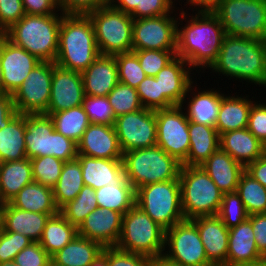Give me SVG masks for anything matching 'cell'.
Masks as SVG:
<instances>
[{"mask_svg":"<svg viewBox=\"0 0 266 266\" xmlns=\"http://www.w3.org/2000/svg\"><path fill=\"white\" fill-rule=\"evenodd\" d=\"M186 26L177 28L176 56L181 57L189 66L209 68L217 60L222 41L226 35L218 17L209 11H197L187 20L184 10L180 12ZM195 67V68H194Z\"/></svg>","mask_w":266,"mask_h":266,"instance_id":"1","label":"cell"},{"mask_svg":"<svg viewBox=\"0 0 266 266\" xmlns=\"http://www.w3.org/2000/svg\"><path fill=\"white\" fill-rule=\"evenodd\" d=\"M210 68L219 75L266 87V41L226 34Z\"/></svg>","mask_w":266,"mask_h":266,"instance_id":"2","label":"cell"},{"mask_svg":"<svg viewBox=\"0 0 266 266\" xmlns=\"http://www.w3.org/2000/svg\"><path fill=\"white\" fill-rule=\"evenodd\" d=\"M99 55L89 16L64 14L60 23L55 64L82 73Z\"/></svg>","mask_w":266,"mask_h":266,"instance_id":"3","label":"cell"},{"mask_svg":"<svg viewBox=\"0 0 266 266\" xmlns=\"http://www.w3.org/2000/svg\"><path fill=\"white\" fill-rule=\"evenodd\" d=\"M64 14H25L4 32V36L22 47L40 61L55 62L58 50L59 29Z\"/></svg>","mask_w":266,"mask_h":266,"instance_id":"4","label":"cell"},{"mask_svg":"<svg viewBox=\"0 0 266 266\" xmlns=\"http://www.w3.org/2000/svg\"><path fill=\"white\" fill-rule=\"evenodd\" d=\"M122 162L125 178L135 190L148 184L179 179L182 167V163L157 145L125 152Z\"/></svg>","mask_w":266,"mask_h":266,"instance_id":"5","label":"cell"},{"mask_svg":"<svg viewBox=\"0 0 266 266\" xmlns=\"http://www.w3.org/2000/svg\"><path fill=\"white\" fill-rule=\"evenodd\" d=\"M179 181L185 219L218 215L224 193L201 166L182 165Z\"/></svg>","mask_w":266,"mask_h":266,"instance_id":"6","label":"cell"},{"mask_svg":"<svg viewBox=\"0 0 266 266\" xmlns=\"http://www.w3.org/2000/svg\"><path fill=\"white\" fill-rule=\"evenodd\" d=\"M165 230L149 215L134 205L123 215L116 248L157 259L165 251Z\"/></svg>","mask_w":266,"mask_h":266,"instance_id":"7","label":"cell"},{"mask_svg":"<svg viewBox=\"0 0 266 266\" xmlns=\"http://www.w3.org/2000/svg\"><path fill=\"white\" fill-rule=\"evenodd\" d=\"M135 205L165 231L185 219L179 179L152 183L136 189Z\"/></svg>","mask_w":266,"mask_h":266,"instance_id":"8","label":"cell"},{"mask_svg":"<svg viewBox=\"0 0 266 266\" xmlns=\"http://www.w3.org/2000/svg\"><path fill=\"white\" fill-rule=\"evenodd\" d=\"M25 144L28 159L48 155L66 162L78 156L77 143L56 132L46 114H26Z\"/></svg>","mask_w":266,"mask_h":266,"instance_id":"9","label":"cell"},{"mask_svg":"<svg viewBox=\"0 0 266 266\" xmlns=\"http://www.w3.org/2000/svg\"><path fill=\"white\" fill-rule=\"evenodd\" d=\"M212 12L226 34L266 41V3L262 0H222Z\"/></svg>","mask_w":266,"mask_h":266,"instance_id":"10","label":"cell"},{"mask_svg":"<svg viewBox=\"0 0 266 266\" xmlns=\"http://www.w3.org/2000/svg\"><path fill=\"white\" fill-rule=\"evenodd\" d=\"M92 21L98 51L116 55L132 51L133 18L110 4L87 14Z\"/></svg>","mask_w":266,"mask_h":266,"instance_id":"11","label":"cell"},{"mask_svg":"<svg viewBox=\"0 0 266 266\" xmlns=\"http://www.w3.org/2000/svg\"><path fill=\"white\" fill-rule=\"evenodd\" d=\"M164 245L168 251L163 252L162 256L171 262L184 266H213L207 259L197 226L191 219H184L167 229Z\"/></svg>","mask_w":266,"mask_h":266,"instance_id":"12","label":"cell"},{"mask_svg":"<svg viewBox=\"0 0 266 266\" xmlns=\"http://www.w3.org/2000/svg\"><path fill=\"white\" fill-rule=\"evenodd\" d=\"M53 62L41 61L12 94L20 114H46L51 96Z\"/></svg>","mask_w":266,"mask_h":266,"instance_id":"13","label":"cell"},{"mask_svg":"<svg viewBox=\"0 0 266 266\" xmlns=\"http://www.w3.org/2000/svg\"><path fill=\"white\" fill-rule=\"evenodd\" d=\"M184 105L155 110L157 124L156 145L180 163L187 159L190 148L188 124Z\"/></svg>","mask_w":266,"mask_h":266,"instance_id":"14","label":"cell"},{"mask_svg":"<svg viewBox=\"0 0 266 266\" xmlns=\"http://www.w3.org/2000/svg\"><path fill=\"white\" fill-rule=\"evenodd\" d=\"M170 15L133 19L132 50L176 51L180 17Z\"/></svg>","mask_w":266,"mask_h":266,"instance_id":"15","label":"cell"},{"mask_svg":"<svg viewBox=\"0 0 266 266\" xmlns=\"http://www.w3.org/2000/svg\"><path fill=\"white\" fill-rule=\"evenodd\" d=\"M114 127L123 153L156 146L157 124L154 110L142 108L118 116Z\"/></svg>","mask_w":266,"mask_h":266,"instance_id":"16","label":"cell"},{"mask_svg":"<svg viewBox=\"0 0 266 266\" xmlns=\"http://www.w3.org/2000/svg\"><path fill=\"white\" fill-rule=\"evenodd\" d=\"M40 62L3 36L0 39V65L4 92L12 95Z\"/></svg>","mask_w":266,"mask_h":266,"instance_id":"17","label":"cell"},{"mask_svg":"<svg viewBox=\"0 0 266 266\" xmlns=\"http://www.w3.org/2000/svg\"><path fill=\"white\" fill-rule=\"evenodd\" d=\"M84 98L82 74L53 62L51 96L46 115L82 105Z\"/></svg>","mask_w":266,"mask_h":266,"instance_id":"18","label":"cell"},{"mask_svg":"<svg viewBox=\"0 0 266 266\" xmlns=\"http://www.w3.org/2000/svg\"><path fill=\"white\" fill-rule=\"evenodd\" d=\"M190 70L193 71L189 64L176 56L155 76L159 82L160 94H163V109L186 103L187 90L194 82L190 76L194 73Z\"/></svg>","mask_w":266,"mask_h":266,"instance_id":"19","label":"cell"},{"mask_svg":"<svg viewBox=\"0 0 266 266\" xmlns=\"http://www.w3.org/2000/svg\"><path fill=\"white\" fill-rule=\"evenodd\" d=\"M123 214L97 208L80 224L78 235L99 242L103 247H116L122 228Z\"/></svg>","mask_w":266,"mask_h":266,"instance_id":"20","label":"cell"},{"mask_svg":"<svg viewBox=\"0 0 266 266\" xmlns=\"http://www.w3.org/2000/svg\"><path fill=\"white\" fill-rule=\"evenodd\" d=\"M78 145V155L102 159H122L114 125L90 123Z\"/></svg>","mask_w":266,"mask_h":266,"instance_id":"21","label":"cell"},{"mask_svg":"<svg viewBox=\"0 0 266 266\" xmlns=\"http://www.w3.org/2000/svg\"><path fill=\"white\" fill-rule=\"evenodd\" d=\"M197 226L208 261L213 266H227L229 229L217 216L191 219Z\"/></svg>","mask_w":266,"mask_h":266,"instance_id":"22","label":"cell"},{"mask_svg":"<svg viewBox=\"0 0 266 266\" xmlns=\"http://www.w3.org/2000/svg\"><path fill=\"white\" fill-rule=\"evenodd\" d=\"M84 93L105 97L119 83L115 55H99L82 73Z\"/></svg>","mask_w":266,"mask_h":266,"instance_id":"23","label":"cell"},{"mask_svg":"<svg viewBox=\"0 0 266 266\" xmlns=\"http://www.w3.org/2000/svg\"><path fill=\"white\" fill-rule=\"evenodd\" d=\"M254 238L252 223L248 219L229 228L227 266L257 264L265 260Z\"/></svg>","mask_w":266,"mask_h":266,"instance_id":"24","label":"cell"},{"mask_svg":"<svg viewBox=\"0 0 266 266\" xmlns=\"http://www.w3.org/2000/svg\"><path fill=\"white\" fill-rule=\"evenodd\" d=\"M82 177L86 186L94 190L107 185H118L124 178L122 159H102L78 155Z\"/></svg>","mask_w":266,"mask_h":266,"instance_id":"25","label":"cell"},{"mask_svg":"<svg viewBox=\"0 0 266 266\" xmlns=\"http://www.w3.org/2000/svg\"><path fill=\"white\" fill-rule=\"evenodd\" d=\"M49 214L25 211L13 207L9 202L3 204L1 229L22 234L33 242H39Z\"/></svg>","mask_w":266,"mask_h":266,"instance_id":"26","label":"cell"},{"mask_svg":"<svg viewBox=\"0 0 266 266\" xmlns=\"http://www.w3.org/2000/svg\"><path fill=\"white\" fill-rule=\"evenodd\" d=\"M219 143L221 150L244 167L257 160L266 151V146L247 128L220 134Z\"/></svg>","mask_w":266,"mask_h":266,"instance_id":"27","label":"cell"},{"mask_svg":"<svg viewBox=\"0 0 266 266\" xmlns=\"http://www.w3.org/2000/svg\"><path fill=\"white\" fill-rule=\"evenodd\" d=\"M223 193L236 192L245 167L220 148L200 165Z\"/></svg>","mask_w":266,"mask_h":266,"instance_id":"28","label":"cell"},{"mask_svg":"<svg viewBox=\"0 0 266 266\" xmlns=\"http://www.w3.org/2000/svg\"><path fill=\"white\" fill-rule=\"evenodd\" d=\"M193 83L189 86L185 98L189 100L188 105L185 107L187 110L186 116L188 121L193 123L204 124L207 126H216L218 113L220 109L221 99L224 96L220 90H201L196 93L191 92L194 89ZM193 88V89H192ZM215 90V91H214ZM191 92L189 95L188 93ZM187 95L193 97H188ZM191 98V99H190Z\"/></svg>","mask_w":266,"mask_h":266,"instance_id":"29","label":"cell"},{"mask_svg":"<svg viewBox=\"0 0 266 266\" xmlns=\"http://www.w3.org/2000/svg\"><path fill=\"white\" fill-rule=\"evenodd\" d=\"M188 132L190 148L182 165L200 166L220 148V135L215 127L191 121L188 124Z\"/></svg>","mask_w":266,"mask_h":266,"instance_id":"30","label":"cell"},{"mask_svg":"<svg viewBox=\"0 0 266 266\" xmlns=\"http://www.w3.org/2000/svg\"><path fill=\"white\" fill-rule=\"evenodd\" d=\"M9 203L15 208L50 216L59 213L54 200L53 188L35 181L24 186Z\"/></svg>","mask_w":266,"mask_h":266,"instance_id":"31","label":"cell"},{"mask_svg":"<svg viewBox=\"0 0 266 266\" xmlns=\"http://www.w3.org/2000/svg\"><path fill=\"white\" fill-rule=\"evenodd\" d=\"M248 96H226L221 99L220 109L216 122L219 135L237 129L247 128L250 108L255 101Z\"/></svg>","mask_w":266,"mask_h":266,"instance_id":"32","label":"cell"},{"mask_svg":"<svg viewBox=\"0 0 266 266\" xmlns=\"http://www.w3.org/2000/svg\"><path fill=\"white\" fill-rule=\"evenodd\" d=\"M103 248L99 242L77 235L51 260L58 266H89L102 253Z\"/></svg>","mask_w":266,"mask_h":266,"instance_id":"33","label":"cell"},{"mask_svg":"<svg viewBox=\"0 0 266 266\" xmlns=\"http://www.w3.org/2000/svg\"><path fill=\"white\" fill-rule=\"evenodd\" d=\"M26 114L18 113L4 129H0V163L26 157Z\"/></svg>","mask_w":266,"mask_h":266,"instance_id":"34","label":"cell"},{"mask_svg":"<svg viewBox=\"0 0 266 266\" xmlns=\"http://www.w3.org/2000/svg\"><path fill=\"white\" fill-rule=\"evenodd\" d=\"M33 181L30 159L0 163V198L4 203Z\"/></svg>","mask_w":266,"mask_h":266,"instance_id":"35","label":"cell"},{"mask_svg":"<svg viewBox=\"0 0 266 266\" xmlns=\"http://www.w3.org/2000/svg\"><path fill=\"white\" fill-rule=\"evenodd\" d=\"M77 235V227L67 221L66 218L59 212L54 216H50L46 221L39 243L52 257L66 244L71 242Z\"/></svg>","mask_w":266,"mask_h":266,"instance_id":"36","label":"cell"},{"mask_svg":"<svg viewBox=\"0 0 266 266\" xmlns=\"http://www.w3.org/2000/svg\"><path fill=\"white\" fill-rule=\"evenodd\" d=\"M99 208L125 214L135 205V189L124 178L118 185H107L95 190Z\"/></svg>","mask_w":266,"mask_h":266,"instance_id":"37","label":"cell"},{"mask_svg":"<svg viewBox=\"0 0 266 266\" xmlns=\"http://www.w3.org/2000/svg\"><path fill=\"white\" fill-rule=\"evenodd\" d=\"M82 168L78 159L66 161L53 194L56 206L60 209L67 202L74 200L84 186Z\"/></svg>","mask_w":266,"mask_h":266,"instance_id":"38","label":"cell"},{"mask_svg":"<svg viewBox=\"0 0 266 266\" xmlns=\"http://www.w3.org/2000/svg\"><path fill=\"white\" fill-rule=\"evenodd\" d=\"M54 124V130L77 144L90 122L82 105L62 110L49 115Z\"/></svg>","mask_w":266,"mask_h":266,"instance_id":"39","label":"cell"},{"mask_svg":"<svg viewBox=\"0 0 266 266\" xmlns=\"http://www.w3.org/2000/svg\"><path fill=\"white\" fill-rule=\"evenodd\" d=\"M248 215L266 213V188L244 171L236 191Z\"/></svg>","mask_w":266,"mask_h":266,"instance_id":"40","label":"cell"},{"mask_svg":"<svg viewBox=\"0 0 266 266\" xmlns=\"http://www.w3.org/2000/svg\"><path fill=\"white\" fill-rule=\"evenodd\" d=\"M98 208L95 190L84 185L74 200L63 205L59 212L77 228L85 220L90 212Z\"/></svg>","mask_w":266,"mask_h":266,"instance_id":"41","label":"cell"},{"mask_svg":"<svg viewBox=\"0 0 266 266\" xmlns=\"http://www.w3.org/2000/svg\"><path fill=\"white\" fill-rule=\"evenodd\" d=\"M107 99L115 118L143 108L137 89L120 82L109 92Z\"/></svg>","mask_w":266,"mask_h":266,"instance_id":"42","label":"cell"},{"mask_svg":"<svg viewBox=\"0 0 266 266\" xmlns=\"http://www.w3.org/2000/svg\"><path fill=\"white\" fill-rule=\"evenodd\" d=\"M33 180L53 188L60 178L64 161L54 156L31 158Z\"/></svg>","mask_w":266,"mask_h":266,"instance_id":"43","label":"cell"},{"mask_svg":"<svg viewBox=\"0 0 266 266\" xmlns=\"http://www.w3.org/2000/svg\"><path fill=\"white\" fill-rule=\"evenodd\" d=\"M120 83L137 88L146 77L137 55L131 51L115 55Z\"/></svg>","mask_w":266,"mask_h":266,"instance_id":"44","label":"cell"},{"mask_svg":"<svg viewBox=\"0 0 266 266\" xmlns=\"http://www.w3.org/2000/svg\"><path fill=\"white\" fill-rule=\"evenodd\" d=\"M226 227L232 228L247 220L249 215L237 192L224 193L217 215Z\"/></svg>","mask_w":266,"mask_h":266,"instance_id":"45","label":"cell"},{"mask_svg":"<svg viewBox=\"0 0 266 266\" xmlns=\"http://www.w3.org/2000/svg\"><path fill=\"white\" fill-rule=\"evenodd\" d=\"M138 57L146 76L155 77L158 72L176 57L170 50H132Z\"/></svg>","mask_w":266,"mask_h":266,"instance_id":"46","label":"cell"},{"mask_svg":"<svg viewBox=\"0 0 266 266\" xmlns=\"http://www.w3.org/2000/svg\"><path fill=\"white\" fill-rule=\"evenodd\" d=\"M82 106L90 123L114 125L116 118L107 96L95 97L85 95Z\"/></svg>","mask_w":266,"mask_h":266,"instance_id":"47","label":"cell"},{"mask_svg":"<svg viewBox=\"0 0 266 266\" xmlns=\"http://www.w3.org/2000/svg\"><path fill=\"white\" fill-rule=\"evenodd\" d=\"M33 241L28 237L10 231L0 232V263L13 261L15 256Z\"/></svg>","mask_w":266,"mask_h":266,"instance_id":"48","label":"cell"},{"mask_svg":"<svg viewBox=\"0 0 266 266\" xmlns=\"http://www.w3.org/2000/svg\"><path fill=\"white\" fill-rule=\"evenodd\" d=\"M136 89L143 108L154 111L163 109V94H160L159 82L155 77L146 76Z\"/></svg>","mask_w":266,"mask_h":266,"instance_id":"49","label":"cell"},{"mask_svg":"<svg viewBox=\"0 0 266 266\" xmlns=\"http://www.w3.org/2000/svg\"><path fill=\"white\" fill-rule=\"evenodd\" d=\"M176 0H140V4L131 14L133 19L152 18L173 13Z\"/></svg>","mask_w":266,"mask_h":266,"instance_id":"50","label":"cell"},{"mask_svg":"<svg viewBox=\"0 0 266 266\" xmlns=\"http://www.w3.org/2000/svg\"><path fill=\"white\" fill-rule=\"evenodd\" d=\"M108 266H153V259L130 252H125L116 247H107Z\"/></svg>","mask_w":266,"mask_h":266,"instance_id":"51","label":"cell"},{"mask_svg":"<svg viewBox=\"0 0 266 266\" xmlns=\"http://www.w3.org/2000/svg\"><path fill=\"white\" fill-rule=\"evenodd\" d=\"M51 261V256L39 242H32L14 258V262L18 266H47Z\"/></svg>","mask_w":266,"mask_h":266,"instance_id":"52","label":"cell"},{"mask_svg":"<svg viewBox=\"0 0 266 266\" xmlns=\"http://www.w3.org/2000/svg\"><path fill=\"white\" fill-rule=\"evenodd\" d=\"M247 129L266 146V104L254 102L250 108Z\"/></svg>","mask_w":266,"mask_h":266,"instance_id":"53","label":"cell"},{"mask_svg":"<svg viewBox=\"0 0 266 266\" xmlns=\"http://www.w3.org/2000/svg\"><path fill=\"white\" fill-rule=\"evenodd\" d=\"M59 10L63 14H82L95 11L110 4V0H57Z\"/></svg>","mask_w":266,"mask_h":266,"instance_id":"54","label":"cell"},{"mask_svg":"<svg viewBox=\"0 0 266 266\" xmlns=\"http://www.w3.org/2000/svg\"><path fill=\"white\" fill-rule=\"evenodd\" d=\"M24 15L22 0H0V29L3 33Z\"/></svg>","mask_w":266,"mask_h":266,"instance_id":"55","label":"cell"},{"mask_svg":"<svg viewBox=\"0 0 266 266\" xmlns=\"http://www.w3.org/2000/svg\"><path fill=\"white\" fill-rule=\"evenodd\" d=\"M248 220L252 223L257 249L266 259V213L250 215Z\"/></svg>","mask_w":266,"mask_h":266,"instance_id":"56","label":"cell"},{"mask_svg":"<svg viewBox=\"0 0 266 266\" xmlns=\"http://www.w3.org/2000/svg\"><path fill=\"white\" fill-rule=\"evenodd\" d=\"M22 4L25 14L29 15H50L60 11L57 0H22Z\"/></svg>","mask_w":266,"mask_h":266,"instance_id":"57","label":"cell"},{"mask_svg":"<svg viewBox=\"0 0 266 266\" xmlns=\"http://www.w3.org/2000/svg\"><path fill=\"white\" fill-rule=\"evenodd\" d=\"M18 114L14 107L11 94L0 95V129H4L6 125Z\"/></svg>","mask_w":266,"mask_h":266,"instance_id":"58","label":"cell"},{"mask_svg":"<svg viewBox=\"0 0 266 266\" xmlns=\"http://www.w3.org/2000/svg\"><path fill=\"white\" fill-rule=\"evenodd\" d=\"M245 171L266 188V152L245 167Z\"/></svg>","mask_w":266,"mask_h":266,"instance_id":"59","label":"cell"},{"mask_svg":"<svg viewBox=\"0 0 266 266\" xmlns=\"http://www.w3.org/2000/svg\"><path fill=\"white\" fill-rule=\"evenodd\" d=\"M140 4V0H110V5L126 14L131 15L136 7Z\"/></svg>","mask_w":266,"mask_h":266,"instance_id":"60","label":"cell"},{"mask_svg":"<svg viewBox=\"0 0 266 266\" xmlns=\"http://www.w3.org/2000/svg\"><path fill=\"white\" fill-rule=\"evenodd\" d=\"M189 6H194L198 11L212 12L222 0H186ZM201 8V9H200Z\"/></svg>","mask_w":266,"mask_h":266,"instance_id":"61","label":"cell"},{"mask_svg":"<svg viewBox=\"0 0 266 266\" xmlns=\"http://www.w3.org/2000/svg\"><path fill=\"white\" fill-rule=\"evenodd\" d=\"M89 266H108L107 265V247L103 248V251Z\"/></svg>","mask_w":266,"mask_h":266,"instance_id":"62","label":"cell"},{"mask_svg":"<svg viewBox=\"0 0 266 266\" xmlns=\"http://www.w3.org/2000/svg\"><path fill=\"white\" fill-rule=\"evenodd\" d=\"M153 266H184V265L171 262L170 260L164 258L163 256H160L159 258L153 260Z\"/></svg>","mask_w":266,"mask_h":266,"instance_id":"63","label":"cell"},{"mask_svg":"<svg viewBox=\"0 0 266 266\" xmlns=\"http://www.w3.org/2000/svg\"><path fill=\"white\" fill-rule=\"evenodd\" d=\"M5 94L4 89H3V81H2V70H1V65H0V95Z\"/></svg>","mask_w":266,"mask_h":266,"instance_id":"64","label":"cell"},{"mask_svg":"<svg viewBox=\"0 0 266 266\" xmlns=\"http://www.w3.org/2000/svg\"><path fill=\"white\" fill-rule=\"evenodd\" d=\"M0 266H18V264H16L14 262V260H13V261H8V262L0 263Z\"/></svg>","mask_w":266,"mask_h":266,"instance_id":"65","label":"cell"},{"mask_svg":"<svg viewBox=\"0 0 266 266\" xmlns=\"http://www.w3.org/2000/svg\"><path fill=\"white\" fill-rule=\"evenodd\" d=\"M238 266H266V259L257 264L238 265Z\"/></svg>","mask_w":266,"mask_h":266,"instance_id":"66","label":"cell"},{"mask_svg":"<svg viewBox=\"0 0 266 266\" xmlns=\"http://www.w3.org/2000/svg\"><path fill=\"white\" fill-rule=\"evenodd\" d=\"M4 202L0 198V223H1V216H2V208H3Z\"/></svg>","mask_w":266,"mask_h":266,"instance_id":"67","label":"cell"},{"mask_svg":"<svg viewBox=\"0 0 266 266\" xmlns=\"http://www.w3.org/2000/svg\"><path fill=\"white\" fill-rule=\"evenodd\" d=\"M47 266H58L53 261H51Z\"/></svg>","mask_w":266,"mask_h":266,"instance_id":"68","label":"cell"},{"mask_svg":"<svg viewBox=\"0 0 266 266\" xmlns=\"http://www.w3.org/2000/svg\"><path fill=\"white\" fill-rule=\"evenodd\" d=\"M4 36L3 31L0 29V39Z\"/></svg>","mask_w":266,"mask_h":266,"instance_id":"69","label":"cell"}]
</instances>
